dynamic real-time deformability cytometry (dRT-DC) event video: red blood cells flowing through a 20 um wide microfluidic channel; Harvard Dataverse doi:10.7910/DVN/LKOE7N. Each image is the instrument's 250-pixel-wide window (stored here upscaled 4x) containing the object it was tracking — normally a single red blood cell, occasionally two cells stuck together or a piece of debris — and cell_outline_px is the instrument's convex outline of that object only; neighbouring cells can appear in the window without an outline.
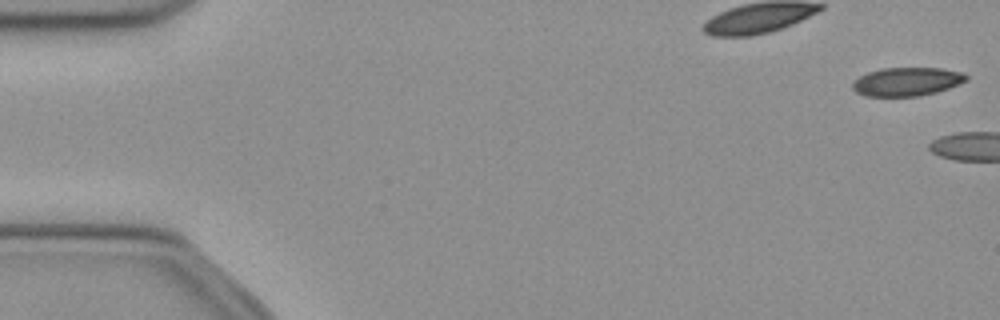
{"species": "common noctule bat (a hibernating species)", "species_latin": "Nyctalus noctula", "temperature_condition": "cold", "stored_images_in_passage": 4, "camera_frame_rate_fps": 3000, "um_per_image_px": 0.085, "animal": {"sex": "female", "body_mass_g": 21.9}, "frame": {"image": 1, "passage_image": 1, "time_ms": 0.0, "image_size_px": [1000, 320], "cell_outline_px": [[968, 80], [960, 84], [936, 92], [920, 96], [864, 96], [856, 92], [852, 88], [852, 84], [860, 76], [868, 72], [880, 68], [940, 68], [964, 72], [968, 76]], "centroid_in_image_um": [77.11, 6.94], "position_along_channel_um": 7.9, "area_um2": 19.02}}